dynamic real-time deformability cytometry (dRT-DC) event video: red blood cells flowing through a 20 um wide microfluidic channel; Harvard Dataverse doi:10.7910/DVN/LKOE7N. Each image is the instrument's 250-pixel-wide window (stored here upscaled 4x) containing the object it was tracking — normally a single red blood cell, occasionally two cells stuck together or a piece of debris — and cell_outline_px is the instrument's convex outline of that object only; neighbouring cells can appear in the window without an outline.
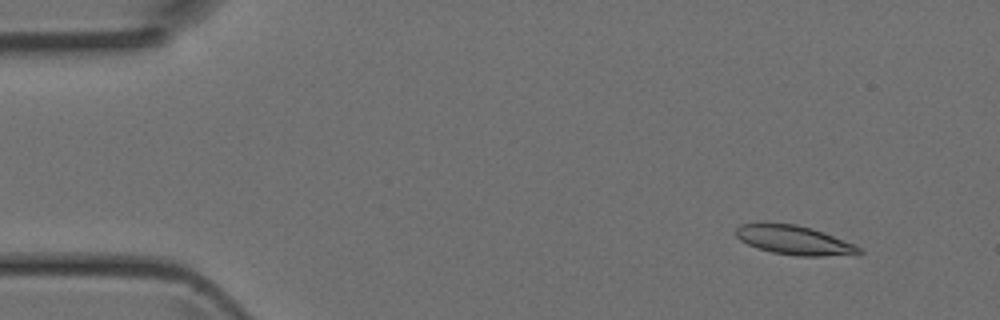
{"species": "Egyptian fruit bat (a non-hibernating species)", "species_latin": "Rousettus aegyptiacus", "temperature_condition": "room temperature", "stored_images_in_passage": 5, "camera_frame_rate_fps": 3000, "um_per_image_px": 0.085, "animal": {"sex": "female"}, "frame": {"image": 1, "passage_image": 2, "time_ms": 0.333, "image_size_px": [1000, 320], "cell_outline_px": [[864, 252], [860, 256], [796, 256], [772, 252], [748, 244], [740, 240], [736, 236], [736, 228], [740, 224], [760, 220], [764, 220], [796, 224], [812, 228], [856, 244]], "centroid_in_image_um": [67.53, 20.39], "position_along_channel_um": 17.5, "area_um2": 21.85}}
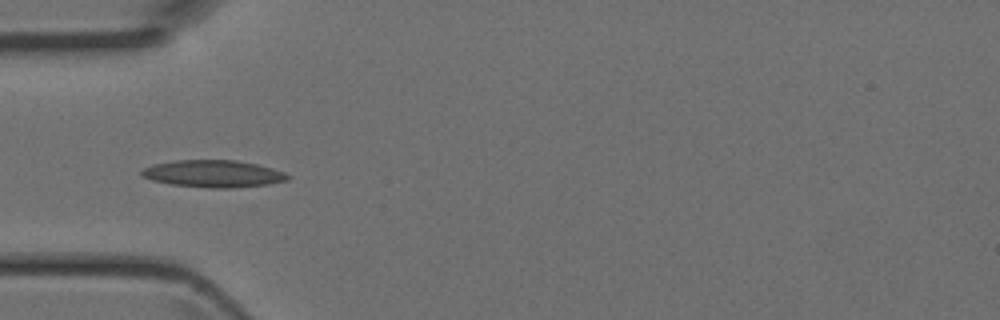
{"frame": {"image": 2, "passage_image": 5, "time_ms": 1.333, "image_size_px": [1000, 320], "cell_outline_px": [[292, 176], [288, 180], [268, 184], [232, 188], [208, 188], [172, 184], [152, 180], [140, 176], [140, 172], [144, 168], [152, 164], [172, 160], [236, 160], [256, 164], [272, 168], [284, 172]], "centroid_in_image_um": [18.12, 14.76], "position_along_channel_um": 66.9, "area_um2": 23.24}}